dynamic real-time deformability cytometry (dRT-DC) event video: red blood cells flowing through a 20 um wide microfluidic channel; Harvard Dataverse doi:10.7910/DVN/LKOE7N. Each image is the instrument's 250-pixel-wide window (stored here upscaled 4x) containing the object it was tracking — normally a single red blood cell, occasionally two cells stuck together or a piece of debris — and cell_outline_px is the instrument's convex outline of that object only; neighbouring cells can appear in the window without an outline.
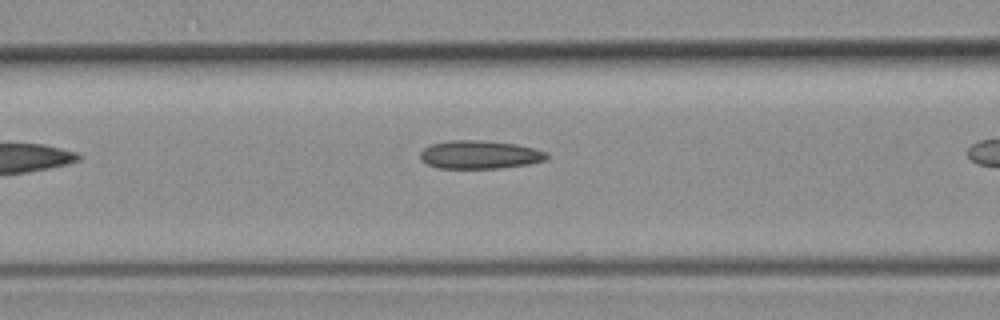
{"species": "common noctule bat (a hibernating species)", "species_latin": "Nyctalus noctula", "temperature_condition": "room temperature", "stored_images_in_passage": 6, "camera_frame_rate_fps": 3000, "um_per_image_px": 0.085, "animal": {"sex": "female", "body_mass_g": 19.3, "forearm_length_mm": 54.1}, "frame": {"image": 1, "passage_image": 5, "time_ms": 1.333, "image_size_px": [1000, 320], "cell_outline_px": [[548, 156], [544, 160], [528, 164], [500, 168], [436, 168], [420, 160], [420, 152], [424, 148], [432, 144], [448, 140], [480, 140], [516, 144], [548, 152]], "centroid_in_image_um": [40.74, 13.14], "position_along_channel_um": 125.9, "area_um2": 20.81}}